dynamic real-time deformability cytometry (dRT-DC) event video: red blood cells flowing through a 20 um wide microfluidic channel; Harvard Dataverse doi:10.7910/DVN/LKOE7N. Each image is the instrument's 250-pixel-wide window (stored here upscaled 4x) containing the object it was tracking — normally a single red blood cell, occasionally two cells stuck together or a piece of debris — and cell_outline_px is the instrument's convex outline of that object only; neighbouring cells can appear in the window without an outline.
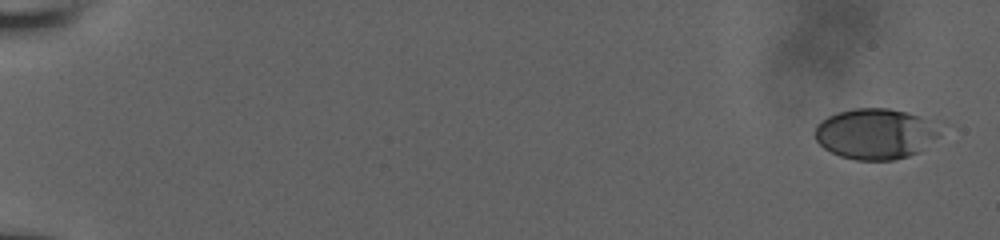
{"species": "human", "species_latin": "Homo sapiens", "temperature_condition": "room temperature", "stored_images_in_passage": 22, "camera_frame_rate_fps": 3000, "um_per_image_px": 0.085, "donor": {"sex": "male"}, "frame": {"image": 1, "passage_image": 1, "time_ms": 0.0, "image_size_px": [1000, 240], "cell_outline_px": [[940, 136], [920, 152], [908, 156], [892, 160], [856, 160], [840, 156], [824, 148], [816, 140], [816, 124], [820, 120], [836, 112], [852, 108], [888, 108], [920, 116]], "centroid_in_image_um": [74.32, 11.38], "position_along_channel_um": 10.7, "area_um2": 36.36}}
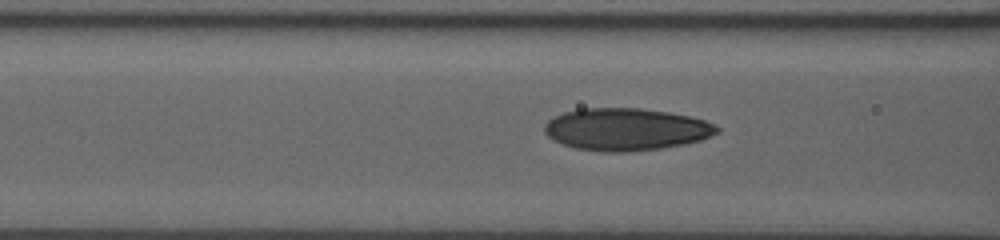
{"frame": {"image": 2, "passage_image": 18, "time_ms": 8.0, "image_size_px": [1000, 240], "cell_outline_px": [[720, 132], [700, 140], [660, 148], [628, 152], [604, 152], [576, 148], [552, 140], [544, 132], [544, 124], [548, 120], [564, 112], [580, 108], [640, 108], [668, 112], [688, 116], [704, 120], [716, 124], [720, 128]], "centroid_in_image_um": [53.2, 10.99], "position_along_channel_um": 113.4, "area_um2": 42.43}}
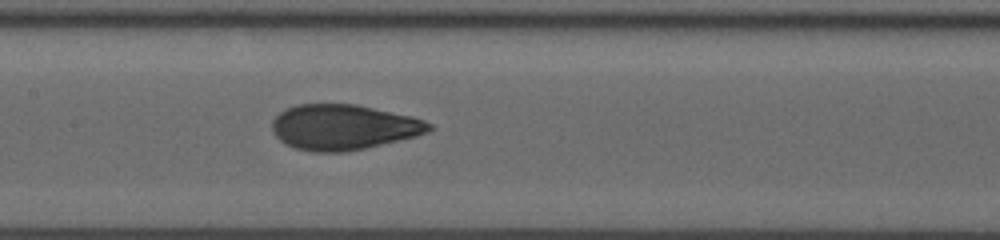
{"frame": {"image": 3, "passage_image": 22, "time_ms": 9.667, "image_size_px": [1000, 240], "cell_outline_px": [[432, 128], [428, 132], [416, 136], [364, 148], [344, 152], [312, 152], [296, 148], [284, 144], [272, 132], [272, 120], [284, 108], [296, 104], [356, 104], [412, 116], [424, 120], [432, 124]], "centroid_in_image_um": [29.16, 10.8], "position_along_channel_um": 178.2, "area_um2": 41.56}}